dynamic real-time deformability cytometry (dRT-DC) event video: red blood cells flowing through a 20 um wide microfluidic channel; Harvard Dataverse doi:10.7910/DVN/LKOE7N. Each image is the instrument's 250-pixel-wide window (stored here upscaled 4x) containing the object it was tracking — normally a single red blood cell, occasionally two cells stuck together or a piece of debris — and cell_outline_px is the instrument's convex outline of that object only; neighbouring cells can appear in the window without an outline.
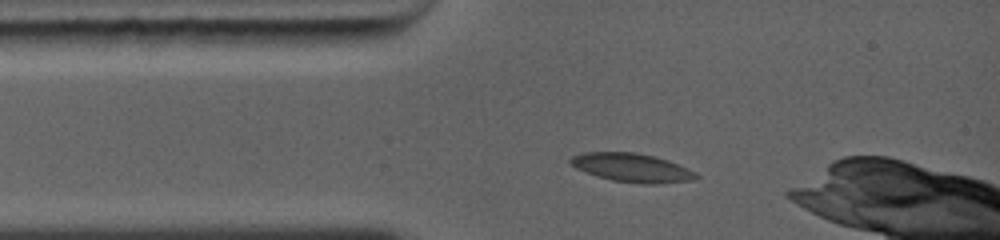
{"species": "common noctule bat (a hibernating species)", "species_latin": "Nyctalus noctula", "temperature_condition": "warm", "stored_images_in_passage": 45, "camera_frame_rate_fps": 5000, "um_per_image_px": 0.085, "animal": {"sex": "female", "body_mass_g": 19.0, "forearm_length_mm": 56.7}, "frame": {"image": 1, "passage_image": 1, "time_ms": 0.0, "image_size_px": [1000, 240], "cell_outline_px": [[700, 176], [696, 180], [656, 184], [640, 184], [612, 180], [596, 176], [576, 168], [568, 160], [572, 156], [584, 152], [636, 152], [656, 156], [668, 160], [688, 168], [696, 172]], "centroid_in_image_um": [53.76, 14.25], "position_along_channel_um": 31.2, "area_um2": 21.21}}
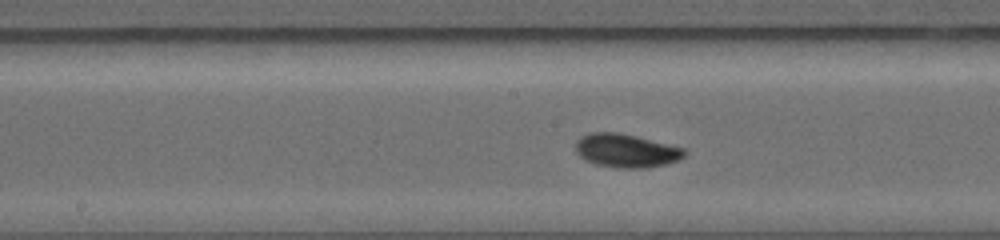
{"frame": {"image": 2, "passage_image": 19, "time_ms": 4.0, "image_size_px": [1000, 240], "cell_outline_px": [[688, 152], [680, 160], [648, 168], [616, 168], [596, 164], [584, 160], [576, 152], [576, 140], [580, 136], [588, 132], [620, 132], [684, 148]], "centroid_in_image_um": [53.2, 12.8], "position_along_channel_um": 195.0, "area_um2": 21.5}}
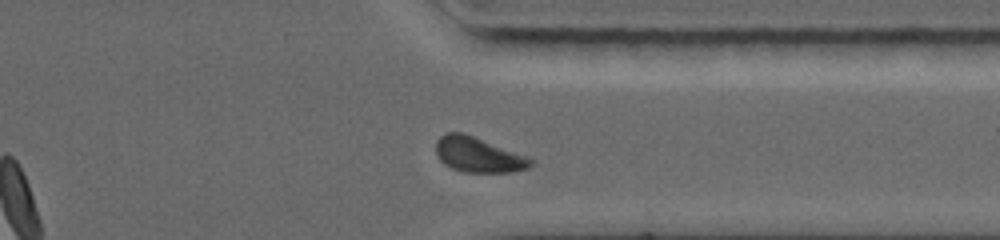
{"frame": {"image": 3, "passage_image": 39, "time_ms": 8.0, "image_size_px": [1000, 240], "cell_outline_px": [[536, 160], [528, 168], [512, 172], [464, 172], [452, 168], [444, 164], [436, 156], [436, 140], [444, 132], [464, 132], [528, 156]], "centroid_in_image_um": [40.65, 13.14], "position_along_channel_um": 370.7, "area_um2": 19.71}, "authors_computed_cell_mechanics": {"area_um2": 20.1722, "velocity_mm_per_s": 4.3892, "shape_relaxation_time_tau1_ms": 3.2789, "shape_relaxation_time_tau2_ms": null, "deformation_change_tau1": 0.1217, "deformation_change_tau2": null}}